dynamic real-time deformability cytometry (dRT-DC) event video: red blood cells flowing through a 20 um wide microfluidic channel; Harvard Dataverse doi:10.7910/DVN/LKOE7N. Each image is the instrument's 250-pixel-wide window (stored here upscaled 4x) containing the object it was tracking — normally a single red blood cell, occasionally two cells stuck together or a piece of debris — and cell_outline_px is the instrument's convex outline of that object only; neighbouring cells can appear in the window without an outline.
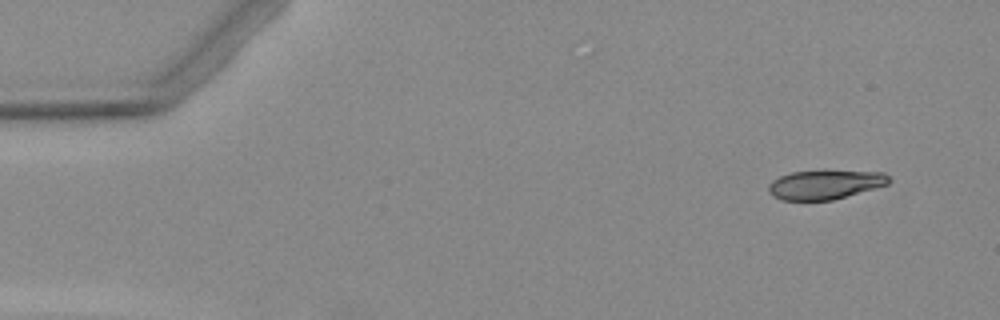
{"species": "Egyptian fruit bat (a non-hibernating species)", "species_latin": "Rousettus aegyptiacus", "temperature_condition": "warm", "stored_images_in_passage": 4, "camera_frame_rate_fps": 3000, "um_per_image_px": 0.085, "animal": {"sex": "female"}, "frame": {"image": 1, "passage_image": 1, "time_ms": 0.0, "image_size_px": [1000, 320], "cell_outline_px": [[892, 180], [888, 184], [832, 200], [780, 200], [772, 196], [768, 192], [768, 184], [772, 180], [780, 176], [792, 172], [884, 172]], "centroid_in_image_um": [70.08, 15.71], "position_along_channel_um": 14.9, "area_um2": 20.0}}
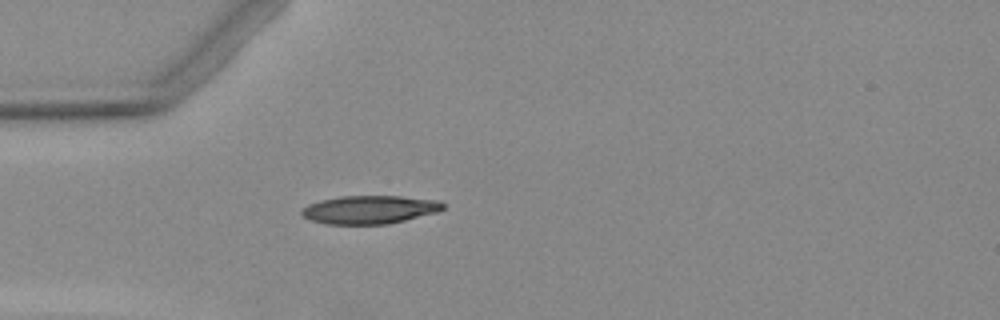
{"frame": {"image": 2, "passage_image": 4, "time_ms": 3.667, "image_size_px": [1000, 320], "cell_outline_px": [[444, 208], [436, 212], [388, 224], [328, 224], [312, 220], [304, 216], [300, 212], [308, 204], [320, 200], [340, 196], [400, 196], [440, 200], [444, 204]], "centroid_in_image_um": [31.43, 17.81], "position_along_channel_um": 53.6, "area_um2": 23.12}}